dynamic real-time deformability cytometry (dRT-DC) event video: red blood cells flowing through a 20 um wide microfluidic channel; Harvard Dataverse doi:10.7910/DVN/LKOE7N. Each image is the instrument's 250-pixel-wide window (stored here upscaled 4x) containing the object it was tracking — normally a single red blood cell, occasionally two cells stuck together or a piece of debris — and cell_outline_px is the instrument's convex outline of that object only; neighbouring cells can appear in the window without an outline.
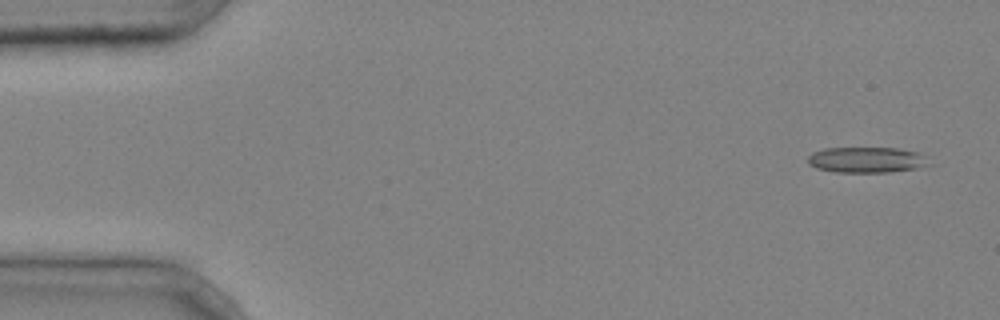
{"species": "common noctule bat (a hibernating species)", "species_latin": "Nyctalus noctula", "temperature_condition": "cold", "stored_images_in_passage": 3, "camera_frame_rate_fps": 3000, "um_per_image_px": 0.085, "animal": {"sex": "male", "body_mass_g": 20.4}, "frame": {"image": 1, "passage_image": 1, "time_ms": 0.0, "image_size_px": [1000, 320], "cell_outline_px": [[932, 164], [916, 168], [888, 172], [836, 172], [816, 168], [808, 164], [808, 156], [812, 152], [824, 148], [896, 148], [916, 152], [924, 156]], "centroid_in_image_um": [73.63, 13.59], "position_along_channel_um": 11.4, "area_um2": 18.09}}
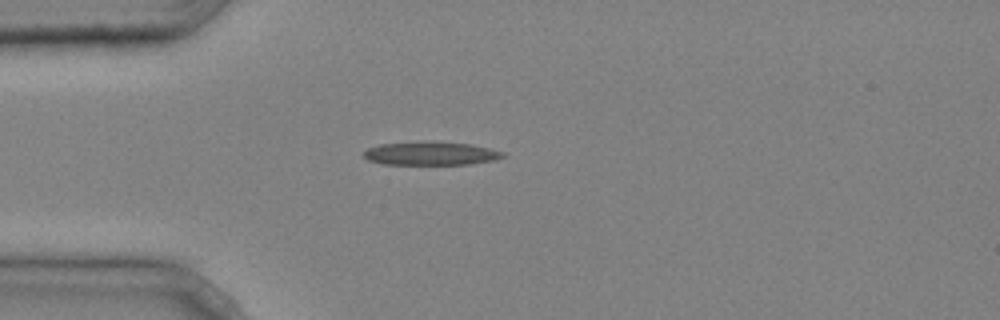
{"frame": {"image": 2, "passage_image": 3, "time_ms": 0.667, "image_size_px": [1000, 320], "cell_outline_px": [[508, 156], [496, 160], [468, 164], [384, 164], [368, 160], [364, 156], [364, 152], [368, 148], [380, 144], [424, 140], [432, 140], [472, 144], [504, 152]], "centroid_in_image_um": [36.66, 13.02], "position_along_channel_um": 48.3, "area_um2": 19.36}}